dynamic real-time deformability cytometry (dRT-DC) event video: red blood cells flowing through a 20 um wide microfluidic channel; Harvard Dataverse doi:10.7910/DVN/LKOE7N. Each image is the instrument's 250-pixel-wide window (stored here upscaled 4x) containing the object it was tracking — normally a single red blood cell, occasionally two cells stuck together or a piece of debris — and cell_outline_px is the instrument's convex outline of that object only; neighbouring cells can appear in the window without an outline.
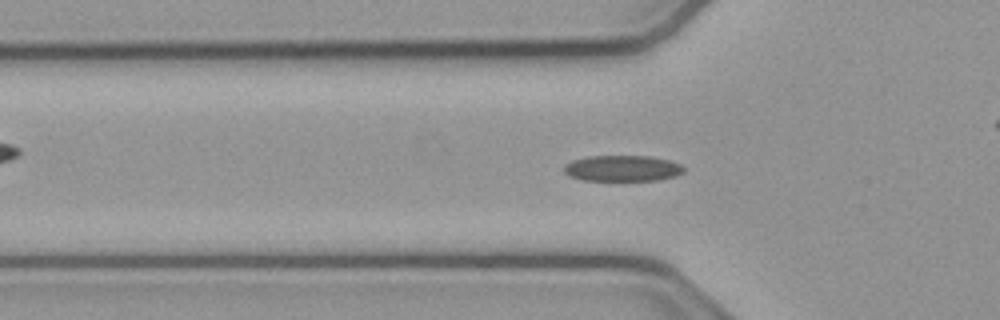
{"species": "common noctule bat (a hibernating species)", "species_latin": "Nyctalus noctula", "temperature_condition": "cold", "stored_images_in_passage": 47, "camera_frame_rate_fps": 3000, "um_per_image_px": 0.085, "animal": {"sex": "male", "body_mass_g": 23.1, "forearm_length_mm": 52.7}, "frame": {"image": 1, "passage_image": 10, "time_ms": 3.0, "image_size_px": [1000, 320], "cell_outline_px": [[684, 172], [676, 176], [660, 180], [584, 180], [568, 176], [564, 172], [564, 164], [572, 160], [588, 156], [648, 156], [668, 160], [680, 164], [684, 168]], "centroid_in_image_um": [52.89, 14.31], "position_along_channel_um": 72.9, "area_um2": 18.15}}
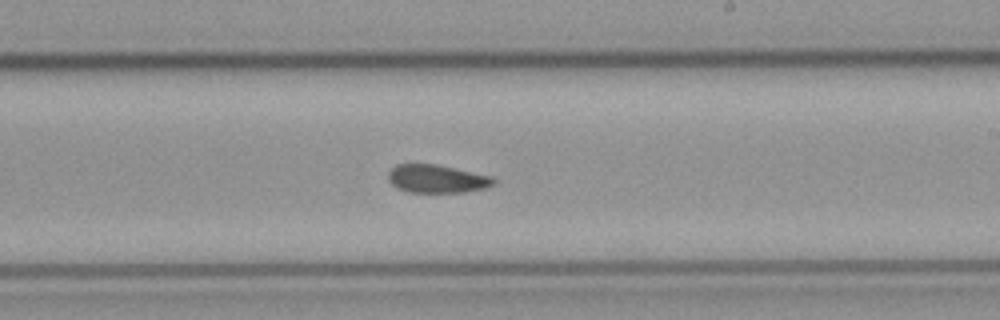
{"frame": {"image": 2, "passage_image": 24, "time_ms": 7.667, "image_size_px": [1000, 320], "cell_outline_px": [[496, 184], [488, 188], [464, 192], [408, 192], [396, 188], [388, 180], [388, 172], [396, 164], [436, 164], [492, 176], [496, 180]], "centroid_in_image_um": [37.15, 15.2], "position_along_channel_um": 251.8, "area_um2": 17.46}}
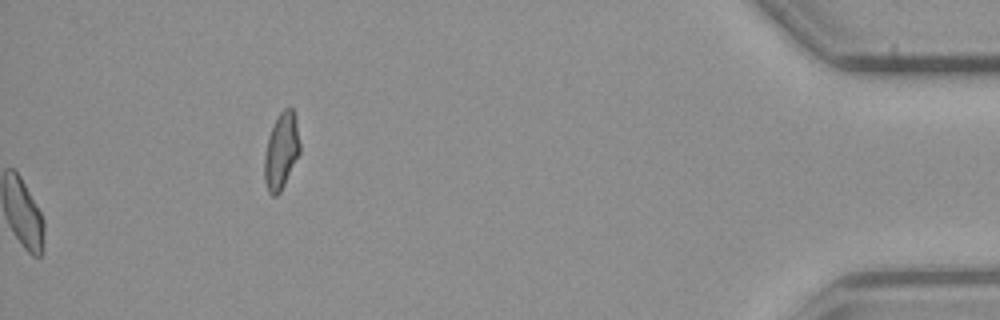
{"frame": {"image": 3, "passage_image": 47, "time_ms": 15.333, "image_size_px": [1000, 320], "cell_outline_px": [[300, 152], [280, 192], [276, 196], [272, 196], [268, 192], [264, 180], [264, 156], [268, 136], [280, 112], [284, 108], [292, 108], [296, 120], [300, 144]], "centroid_in_image_um": [23.89, 12.86], "position_along_channel_um": 411.3, "area_um2": 15.61}, "authors_computed_cell_mechanics": {"area_um2": 17.7446, "velocity_mm_per_s": 3.8076, "shape_relaxation_time_tau1_ms": null, "shape_relaxation_time_tau2_ms": 4.6851, "deformation_change_tau1": null, "deformation_change_tau2": 0.1025}}